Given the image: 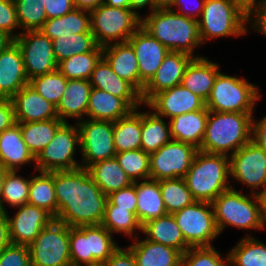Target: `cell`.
<instances>
[{
    "label": "cell",
    "mask_w": 266,
    "mask_h": 266,
    "mask_svg": "<svg viewBox=\"0 0 266 266\" xmlns=\"http://www.w3.org/2000/svg\"><path fill=\"white\" fill-rule=\"evenodd\" d=\"M0 266H31L28 246L11 244L6 247L0 254Z\"/></svg>",
    "instance_id": "49"
},
{
    "label": "cell",
    "mask_w": 266,
    "mask_h": 266,
    "mask_svg": "<svg viewBox=\"0 0 266 266\" xmlns=\"http://www.w3.org/2000/svg\"><path fill=\"white\" fill-rule=\"evenodd\" d=\"M103 57L121 79L128 81L140 93L142 92L145 83L140 79L138 60L132 45L128 41L104 46Z\"/></svg>",
    "instance_id": "24"
},
{
    "label": "cell",
    "mask_w": 266,
    "mask_h": 266,
    "mask_svg": "<svg viewBox=\"0 0 266 266\" xmlns=\"http://www.w3.org/2000/svg\"><path fill=\"white\" fill-rule=\"evenodd\" d=\"M29 85L44 99L57 106L66 89L67 78L55 70L32 78L29 80Z\"/></svg>",
    "instance_id": "46"
},
{
    "label": "cell",
    "mask_w": 266,
    "mask_h": 266,
    "mask_svg": "<svg viewBox=\"0 0 266 266\" xmlns=\"http://www.w3.org/2000/svg\"><path fill=\"white\" fill-rule=\"evenodd\" d=\"M141 27L169 51L200 57L193 53L196 46L202 45L198 20L179 14L175 9H155L141 18Z\"/></svg>",
    "instance_id": "2"
},
{
    "label": "cell",
    "mask_w": 266,
    "mask_h": 266,
    "mask_svg": "<svg viewBox=\"0 0 266 266\" xmlns=\"http://www.w3.org/2000/svg\"><path fill=\"white\" fill-rule=\"evenodd\" d=\"M208 115L209 110L204 107L169 119L172 140L190 144L199 150L205 135Z\"/></svg>",
    "instance_id": "25"
},
{
    "label": "cell",
    "mask_w": 266,
    "mask_h": 266,
    "mask_svg": "<svg viewBox=\"0 0 266 266\" xmlns=\"http://www.w3.org/2000/svg\"><path fill=\"white\" fill-rule=\"evenodd\" d=\"M145 239L175 248L184 254L190 247L186 244L181 229L173 214H166L142 225Z\"/></svg>",
    "instance_id": "31"
},
{
    "label": "cell",
    "mask_w": 266,
    "mask_h": 266,
    "mask_svg": "<svg viewBox=\"0 0 266 266\" xmlns=\"http://www.w3.org/2000/svg\"><path fill=\"white\" fill-rule=\"evenodd\" d=\"M105 4L111 7L131 9V0H105Z\"/></svg>",
    "instance_id": "62"
},
{
    "label": "cell",
    "mask_w": 266,
    "mask_h": 266,
    "mask_svg": "<svg viewBox=\"0 0 266 266\" xmlns=\"http://www.w3.org/2000/svg\"><path fill=\"white\" fill-rule=\"evenodd\" d=\"M193 58L183 52L169 51L141 92L144 105L155 94L181 84L185 69Z\"/></svg>",
    "instance_id": "18"
},
{
    "label": "cell",
    "mask_w": 266,
    "mask_h": 266,
    "mask_svg": "<svg viewBox=\"0 0 266 266\" xmlns=\"http://www.w3.org/2000/svg\"><path fill=\"white\" fill-rule=\"evenodd\" d=\"M16 208L19 210L14 217H10L6 212L11 242L29 246L54 218L45 210L30 204Z\"/></svg>",
    "instance_id": "19"
},
{
    "label": "cell",
    "mask_w": 266,
    "mask_h": 266,
    "mask_svg": "<svg viewBox=\"0 0 266 266\" xmlns=\"http://www.w3.org/2000/svg\"><path fill=\"white\" fill-rule=\"evenodd\" d=\"M159 186L167 214H174L196 201L184 178L161 179Z\"/></svg>",
    "instance_id": "41"
},
{
    "label": "cell",
    "mask_w": 266,
    "mask_h": 266,
    "mask_svg": "<svg viewBox=\"0 0 266 266\" xmlns=\"http://www.w3.org/2000/svg\"><path fill=\"white\" fill-rule=\"evenodd\" d=\"M172 140L169 122L151 112H141V149L151 154Z\"/></svg>",
    "instance_id": "36"
},
{
    "label": "cell",
    "mask_w": 266,
    "mask_h": 266,
    "mask_svg": "<svg viewBox=\"0 0 266 266\" xmlns=\"http://www.w3.org/2000/svg\"><path fill=\"white\" fill-rule=\"evenodd\" d=\"M40 31L50 40L71 33L91 32L90 12L75 8L61 17L46 19Z\"/></svg>",
    "instance_id": "34"
},
{
    "label": "cell",
    "mask_w": 266,
    "mask_h": 266,
    "mask_svg": "<svg viewBox=\"0 0 266 266\" xmlns=\"http://www.w3.org/2000/svg\"><path fill=\"white\" fill-rule=\"evenodd\" d=\"M255 15V16H253ZM252 17V18H251ZM253 21V22H252ZM249 22L253 23L255 32L262 33L266 37V1H264L250 16Z\"/></svg>",
    "instance_id": "55"
},
{
    "label": "cell",
    "mask_w": 266,
    "mask_h": 266,
    "mask_svg": "<svg viewBox=\"0 0 266 266\" xmlns=\"http://www.w3.org/2000/svg\"><path fill=\"white\" fill-rule=\"evenodd\" d=\"M189 247L212 246L219 236L212 203L195 201L173 214Z\"/></svg>",
    "instance_id": "11"
},
{
    "label": "cell",
    "mask_w": 266,
    "mask_h": 266,
    "mask_svg": "<svg viewBox=\"0 0 266 266\" xmlns=\"http://www.w3.org/2000/svg\"><path fill=\"white\" fill-rule=\"evenodd\" d=\"M16 123H28L59 119L56 106L44 99L29 84L25 85L12 98Z\"/></svg>",
    "instance_id": "23"
},
{
    "label": "cell",
    "mask_w": 266,
    "mask_h": 266,
    "mask_svg": "<svg viewBox=\"0 0 266 266\" xmlns=\"http://www.w3.org/2000/svg\"><path fill=\"white\" fill-rule=\"evenodd\" d=\"M253 113L209 111L205 135L199 151L234 154L251 141ZM232 150V151H231ZM232 152L228 154V152Z\"/></svg>",
    "instance_id": "3"
},
{
    "label": "cell",
    "mask_w": 266,
    "mask_h": 266,
    "mask_svg": "<svg viewBox=\"0 0 266 266\" xmlns=\"http://www.w3.org/2000/svg\"><path fill=\"white\" fill-rule=\"evenodd\" d=\"M27 204L45 210L56 219L58 205L54 189V171H40V175H34L33 178L31 176Z\"/></svg>",
    "instance_id": "37"
},
{
    "label": "cell",
    "mask_w": 266,
    "mask_h": 266,
    "mask_svg": "<svg viewBox=\"0 0 266 266\" xmlns=\"http://www.w3.org/2000/svg\"><path fill=\"white\" fill-rule=\"evenodd\" d=\"M16 28H20V26L13 0H0V30L14 40L21 34L13 33Z\"/></svg>",
    "instance_id": "50"
},
{
    "label": "cell",
    "mask_w": 266,
    "mask_h": 266,
    "mask_svg": "<svg viewBox=\"0 0 266 266\" xmlns=\"http://www.w3.org/2000/svg\"><path fill=\"white\" fill-rule=\"evenodd\" d=\"M71 266H101L117 249L102 225L69 227Z\"/></svg>",
    "instance_id": "6"
},
{
    "label": "cell",
    "mask_w": 266,
    "mask_h": 266,
    "mask_svg": "<svg viewBox=\"0 0 266 266\" xmlns=\"http://www.w3.org/2000/svg\"><path fill=\"white\" fill-rule=\"evenodd\" d=\"M35 162V157L23 141L18 123L0 132V167L5 170L20 169V165Z\"/></svg>",
    "instance_id": "27"
},
{
    "label": "cell",
    "mask_w": 266,
    "mask_h": 266,
    "mask_svg": "<svg viewBox=\"0 0 266 266\" xmlns=\"http://www.w3.org/2000/svg\"><path fill=\"white\" fill-rule=\"evenodd\" d=\"M228 253L229 266H266V244L245 236Z\"/></svg>",
    "instance_id": "40"
},
{
    "label": "cell",
    "mask_w": 266,
    "mask_h": 266,
    "mask_svg": "<svg viewBox=\"0 0 266 266\" xmlns=\"http://www.w3.org/2000/svg\"><path fill=\"white\" fill-rule=\"evenodd\" d=\"M116 160L132 182L150 179V154L142 149L116 153Z\"/></svg>",
    "instance_id": "47"
},
{
    "label": "cell",
    "mask_w": 266,
    "mask_h": 266,
    "mask_svg": "<svg viewBox=\"0 0 266 266\" xmlns=\"http://www.w3.org/2000/svg\"><path fill=\"white\" fill-rule=\"evenodd\" d=\"M251 140L260 148L266 150V116H263L256 123L252 121Z\"/></svg>",
    "instance_id": "56"
},
{
    "label": "cell",
    "mask_w": 266,
    "mask_h": 266,
    "mask_svg": "<svg viewBox=\"0 0 266 266\" xmlns=\"http://www.w3.org/2000/svg\"><path fill=\"white\" fill-rule=\"evenodd\" d=\"M106 204L117 205L118 208H123L136 213L137 195L135 182L126 188L114 191L107 196Z\"/></svg>",
    "instance_id": "51"
},
{
    "label": "cell",
    "mask_w": 266,
    "mask_h": 266,
    "mask_svg": "<svg viewBox=\"0 0 266 266\" xmlns=\"http://www.w3.org/2000/svg\"><path fill=\"white\" fill-rule=\"evenodd\" d=\"M92 87L122 98L133 110L144 105L141 93L128 81L121 79L102 56L89 79Z\"/></svg>",
    "instance_id": "21"
},
{
    "label": "cell",
    "mask_w": 266,
    "mask_h": 266,
    "mask_svg": "<svg viewBox=\"0 0 266 266\" xmlns=\"http://www.w3.org/2000/svg\"><path fill=\"white\" fill-rule=\"evenodd\" d=\"M111 234L123 233L126 236L133 235L135 230L142 231V225L140 224L136 213L123 208H118L114 204H106L104 218L101 223Z\"/></svg>",
    "instance_id": "43"
},
{
    "label": "cell",
    "mask_w": 266,
    "mask_h": 266,
    "mask_svg": "<svg viewBox=\"0 0 266 266\" xmlns=\"http://www.w3.org/2000/svg\"><path fill=\"white\" fill-rule=\"evenodd\" d=\"M54 189L58 205L56 220L69 227L101 225L107 195L87 169L54 171Z\"/></svg>",
    "instance_id": "1"
},
{
    "label": "cell",
    "mask_w": 266,
    "mask_h": 266,
    "mask_svg": "<svg viewBox=\"0 0 266 266\" xmlns=\"http://www.w3.org/2000/svg\"><path fill=\"white\" fill-rule=\"evenodd\" d=\"M219 72L218 63L203 56L193 58L185 69L181 84L206 102Z\"/></svg>",
    "instance_id": "29"
},
{
    "label": "cell",
    "mask_w": 266,
    "mask_h": 266,
    "mask_svg": "<svg viewBox=\"0 0 266 266\" xmlns=\"http://www.w3.org/2000/svg\"><path fill=\"white\" fill-rule=\"evenodd\" d=\"M54 56L61 62L73 55L96 50L100 45L92 32L61 35L52 40Z\"/></svg>",
    "instance_id": "39"
},
{
    "label": "cell",
    "mask_w": 266,
    "mask_h": 266,
    "mask_svg": "<svg viewBox=\"0 0 266 266\" xmlns=\"http://www.w3.org/2000/svg\"><path fill=\"white\" fill-rule=\"evenodd\" d=\"M14 41L21 49L28 80L57 70L52 40L40 30L21 32Z\"/></svg>",
    "instance_id": "16"
},
{
    "label": "cell",
    "mask_w": 266,
    "mask_h": 266,
    "mask_svg": "<svg viewBox=\"0 0 266 266\" xmlns=\"http://www.w3.org/2000/svg\"><path fill=\"white\" fill-rule=\"evenodd\" d=\"M27 79L23 55L15 41L0 52V97L12 98L25 85Z\"/></svg>",
    "instance_id": "22"
},
{
    "label": "cell",
    "mask_w": 266,
    "mask_h": 266,
    "mask_svg": "<svg viewBox=\"0 0 266 266\" xmlns=\"http://www.w3.org/2000/svg\"><path fill=\"white\" fill-rule=\"evenodd\" d=\"M18 24L23 31L40 30L46 21L44 0H13Z\"/></svg>",
    "instance_id": "45"
},
{
    "label": "cell",
    "mask_w": 266,
    "mask_h": 266,
    "mask_svg": "<svg viewBox=\"0 0 266 266\" xmlns=\"http://www.w3.org/2000/svg\"><path fill=\"white\" fill-rule=\"evenodd\" d=\"M9 223L6 213L0 212V254L2 251L11 245Z\"/></svg>",
    "instance_id": "58"
},
{
    "label": "cell",
    "mask_w": 266,
    "mask_h": 266,
    "mask_svg": "<svg viewBox=\"0 0 266 266\" xmlns=\"http://www.w3.org/2000/svg\"><path fill=\"white\" fill-rule=\"evenodd\" d=\"M230 176L261 195L266 188V150L252 140L229 155ZM263 187V188H262ZM261 188V191L254 189Z\"/></svg>",
    "instance_id": "14"
},
{
    "label": "cell",
    "mask_w": 266,
    "mask_h": 266,
    "mask_svg": "<svg viewBox=\"0 0 266 266\" xmlns=\"http://www.w3.org/2000/svg\"><path fill=\"white\" fill-rule=\"evenodd\" d=\"M76 9L91 12L105 3V0H73Z\"/></svg>",
    "instance_id": "59"
},
{
    "label": "cell",
    "mask_w": 266,
    "mask_h": 266,
    "mask_svg": "<svg viewBox=\"0 0 266 266\" xmlns=\"http://www.w3.org/2000/svg\"><path fill=\"white\" fill-rule=\"evenodd\" d=\"M141 18L132 9L111 7L104 3L90 12L91 32L102 47L114 42H126L141 26Z\"/></svg>",
    "instance_id": "9"
},
{
    "label": "cell",
    "mask_w": 266,
    "mask_h": 266,
    "mask_svg": "<svg viewBox=\"0 0 266 266\" xmlns=\"http://www.w3.org/2000/svg\"><path fill=\"white\" fill-rule=\"evenodd\" d=\"M198 151L190 144L171 140L150 154V179L184 178Z\"/></svg>",
    "instance_id": "15"
},
{
    "label": "cell",
    "mask_w": 266,
    "mask_h": 266,
    "mask_svg": "<svg viewBox=\"0 0 266 266\" xmlns=\"http://www.w3.org/2000/svg\"><path fill=\"white\" fill-rule=\"evenodd\" d=\"M87 170L95 184L107 196L133 184L115 157L96 162Z\"/></svg>",
    "instance_id": "33"
},
{
    "label": "cell",
    "mask_w": 266,
    "mask_h": 266,
    "mask_svg": "<svg viewBox=\"0 0 266 266\" xmlns=\"http://www.w3.org/2000/svg\"><path fill=\"white\" fill-rule=\"evenodd\" d=\"M75 123L79 129L82 168L87 169L96 162L115 157L113 122L86 119Z\"/></svg>",
    "instance_id": "13"
},
{
    "label": "cell",
    "mask_w": 266,
    "mask_h": 266,
    "mask_svg": "<svg viewBox=\"0 0 266 266\" xmlns=\"http://www.w3.org/2000/svg\"><path fill=\"white\" fill-rule=\"evenodd\" d=\"M155 9L171 8L175 0H153Z\"/></svg>",
    "instance_id": "64"
},
{
    "label": "cell",
    "mask_w": 266,
    "mask_h": 266,
    "mask_svg": "<svg viewBox=\"0 0 266 266\" xmlns=\"http://www.w3.org/2000/svg\"><path fill=\"white\" fill-rule=\"evenodd\" d=\"M260 197H261V201H262L264 216L266 218V188H265L264 192L260 195Z\"/></svg>",
    "instance_id": "66"
},
{
    "label": "cell",
    "mask_w": 266,
    "mask_h": 266,
    "mask_svg": "<svg viewBox=\"0 0 266 266\" xmlns=\"http://www.w3.org/2000/svg\"><path fill=\"white\" fill-rule=\"evenodd\" d=\"M103 56V47L83 54L73 55L58 63L57 70L67 79L89 80L96 63Z\"/></svg>",
    "instance_id": "42"
},
{
    "label": "cell",
    "mask_w": 266,
    "mask_h": 266,
    "mask_svg": "<svg viewBox=\"0 0 266 266\" xmlns=\"http://www.w3.org/2000/svg\"><path fill=\"white\" fill-rule=\"evenodd\" d=\"M148 5L151 10L150 12L155 10V5L153 0H131V9L138 15L139 13L136 12V10L138 11L139 9H142L144 7H148Z\"/></svg>",
    "instance_id": "61"
},
{
    "label": "cell",
    "mask_w": 266,
    "mask_h": 266,
    "mask_svg": "<svg viewBox=\"0 0 266 266\" xmlns=\"http://www.w3.org/2000/svg\"><path fill=\"white\" fill-rule=\"evenodd\" d=\"M198 19L202 44L218 37L241 36L247 33L249 15L232 0H205Z\"/></svg>",
    "instance_id": "7"
},
{
    "label": "cell",
    "mask_w": 266,
    "mask_h": 266,
    "mask_svg": "<svg viewBox=\"0 0 266 266\" xmlns=\"http://www.w3.org/2000/svg\"><path fill=\"white\" fill-rule=\"evenodd\" d=\"M5 173L6 170L0 167V212H1V201H2V188H3Z\"/></svg>",
    "instance_id": "65"
},
{
    "label": "cell",
    "mask_w": 266,
    "mask_h": 266,
    "mask_svg": "<svg viewBox=\"0 0 266 266\" xmlns=\"http://www.w3.org/2000/svg\"><path fill=\"white\" fill-rule=\"evenodd\" d=\"M91 89L89 80L67 79L63 97L56 106L58 118L63 122H67L68 117L76 118L78 122L86 119Z\"/></svg>",
    "instance_id": "26"
},
{
    "label": "cell",
    "mask_w": 266,
    "mask_h": 266,
    "mask_svg": "<svg viewBox=\"0 0 266 266\" xmlns=\"http://www.w3.org/2000/svg\"><path fill=\"white\" fill-rule=\"evenodd\" d=\"M64 122L60 119L18 123L23 141L34 157L38 155L54 138L57 129Z\"/></svg>",
    "instance_id": "38"
},
{
    "label": "cell",
    "mask_w": 266,
    "mask_h": 266,
    "mask_svg": "<svg viewBox=\"0 0 266 266\" xmlns=\"http://www.w3.org/2000/svg\"><path fill=\"white\" fill-rule=\"evenodd\" d=\"M145 106L162 118L172 119L181 114L203 109L205 101L179 84L155 94Z\"/></svg>",
    "instance_id": "17"
},
{
    "label": "cell",
    "mask_w": 266,
    "mask_h": 266,
    "mask_svg": "<svg viewBox=\"0 0 266 266\" xmlns=\"http://www.w3.org/2000/svg\"><path fill=\"white\" fill-rule=\"evenodd\" d=\"M138 60L140 79L146 84L160 67L169 50L141 26L130 36Z\"/></svg>",
    "instance_id": "20"
},
{
    "label": "cell",
    "mask_w": 266,
    "mask_h": 266,
    "mask_svg": "<svg viewBox=\"0 0 266 266\" xmlns=\"http://www.w3.org/2000/svg\"><path fill=\"white\" fill-rule=\"evenodd\" d=\"M125 249L118 247L101 266H137L132 252L127 247Z\"/></svg>",
    "instance_id": "53"
},
{
    "label": "cell",
    "mask_w": 266,
    "mask_h": 266,
    "mask_svg": "<svg viewBox=\"0 0 266 266\" xmlns=\"http://www.w3.org/2000/svg\"><path fill=\"white\" fill-rule=\"evenodd\" d=\"M211 203L219 233L228 225L238 229H265L266 218L261 197L257 194L248 197L231 187Z\"/></svg>",
    "instance_id": "5"
},
{
    "label": "cell",
    "mask_w": 266,
    "mask_h": 266,
    "mask_svg": "<svg viewBox=\"0 0 266 266\" xmlns=\"http://www.w3.org/2000/svg\"><path fill=\"white\" fill-rule=\"evenodd\" d=\"M198 1H199L198 5H197L198 7L196 6L194 11L192 8H191L192 10H189V8L184 9V6L186 4V2L184 0H175L174 4L172 5V7L170 9H173L174 6H178L179 11L177 13L182 14L186 17H190V18L198 20V17H200L202 14L205 0H198ZM185 7H187V6H185Z\"/></svg>",
    "instance_id": "57"
},
{
    "label": "cell",
    "mask_w": 266,
    "mask_h": 266,
    "mask_svg": "<svg viewBox=\"0 0 266 266\" xmlns=\"http://www.w3.org/2000/svg\"><path fill=\"white\" fill-rule=\"evenodd\" d=\"M113 142L116 153L141 149V112L134 109L113 122Z\"/></svg>",
    "instance_id": "35"
},
{
    "label": "cell",
    "mask_w": 266,
    "mask_h": 266,
    "mask_svg": "<svg viewBox=\"0 0 266 266\" xmlns=\"http://www.w3.org/2000/svg\"><path fill=\"white\" fill-rule=\"evenodd\" d=\"M17 173L16 170H6L2 188L1 212H7L4 202L13 208L28 202L30 179L20 177Z\"/></svg>",
    "instance_id": "44"
},
{
    "label": "cell",
    "mask_w": 266,
    "mask_h": 266,
    "mask_svg": "<svg viewBox=\"0 0 266 266\" xmlns=\"http://www.w3.org/2000/svg\"><path fill=\"white\" fill-rule=\"evenodd\" d=\"M47 19L61 17L75 9L73 0H44Z\"/></svg>",
    "instance_id": "52"
},
{
    "label": "cell",
    "mask_w": 266,
    "mask_h": 266,
    "mask_svg": "<svg viewBox=\"0 0 266 266\" xmlns=\"http://www.w3.org/2000/svg\"><path fill=\"white\" fill-rule=\"evenodd\" d=\"M80 144L78 126L64 122L50 143L35 157V170L53 172L75 170L81 167L74 158Z\"/></svg>",
    "instance_id": "12"
},
{
    "label": "cell",
    "mask_w": 266,
    "mask_h": 266,
    "mask_svg": "<svg viewBox=\"0 0 266 266\" xmlns=\"http://www.w3.org/2000/svg\"><path fill=\"white\" fill-rule=\"evenodd\" d=\"M137 207L136 216L141 225L167 214L161 197L158 180L147 179L135 182Z\"/></svg>",
    "instance_id": "32"
},
{
    "label": "cell",
    "mask_w": 266,
    "mask_h": 266,
    "mask_svg": "<svg viewBox=\"0 0 266 266\" xmlns=\"http://www.w3.org/2000/svg\"><path fill=\"white\" fill-rule=\"evenodd\" d=\"M13 41L14 40L10 36L0 30V52L4 50Z\"/></svg>",
    "instance_id": "63"
},
{
    "label": "cell",
    "mask_w": 266,
    "mask_h": 266,
    "mask_svg": "<svg viewBox=\"0 0 266 266\" xmlns=\"http://www.w3.org/2000/svg\"><path fill=\"white\" fill-rule=\"evenodd\" d=\"M181 266H229V256L223 258L214 246L190 247L182 254Z\"/></svg>",
    "instance_id": "48"
},
{
    "label": "cell",
    "mask_w": 266,
    "mask_h": 266,
    "mask_svg": "<svg viewBox=\"0 0 266 266\" xmlns=\"http://www.w3.org/2000/svg\"><path fill=\"white\" fill-rule=\"evenodd\" d=\"M258 87L245 78L219 72L205 107L209 111L253 113L260 100Z\"/></svg>",
    "instance_id": "8"
},
{
    "label": "cell",
    "mask_w": 266,
    "mask_h": 266,
    "mask_svg": "<svg viewBox=\"0 0 266 266\" xmlns=\"http://www.w3.org/2000/svg\"><path fill=\"white\" fill-rule=\"evenodd\" d=\"M127 247L133 254L137 266H181L182 253L173 247L147 239H133Z\"/></svg>",
    "instance_id": "28"
},
{
    "label": "cell",
    "mask_w": 266,
    "mask_h": 266,
    "mask_svg": "<svg viewBox=\"0 0 266 266\" xmlns=\"http://www.w3.org/2000/svg\"><path fill=\"white\" fill-rule=\"evenodd\" d=\"M133 109L122 99L105 90L92 87L87 107V119L114 122Z\"/></svg>",
    "instance_id": "30"
},
{
    "label": "cell",
    "mask_w": 266,
    "mask_h": 266,
    "mask_svg": "<svg viewBox=\"0 0 266 266\" xmlns=\"http://www.w3.org/2000/svg\"><path fill=\"white\" fill-rule=\"evenodd\" d=\"M249 16L266 0H232Z\"/></svg>",
    "instance_id": "60"
},
{
    "label": "cell",
    "mask_w": 266,
    "mask_h": 266,
    "mask_svg": "<svg viewBox=\"0 0 266 266\" xmlns=\"http://www.w3.org/2000/svg\"><path fill=\"white\" fill-rule=\"evenodd\" d=\"M229 156L198 151L184 179L196 201L212 202L231 188Z\"/></svg>",
    "instance_id": "4"
},
{
    "label": "cell",
    "mask_w": 266,
    "mask_h": 266,
    "mask_svg": "<svg viewBox=\"0 0 266 266\" xmlns=\"http://www.w3.org/2000/svg\"><path fill=\"white\" fill-rule=\"evenodd\" d=\"M14 107L10 98L0 97V132L15 124Z\"/></svg>",
    "instance_id": "54"
},
{
    "label": "cell",
    "mask_w": 266,
    "mask_h": 266,
    "mask_svg": "<svg viewBox=\"0 0 266 266\" xmlns=\"http://www.w3.org/2000/svg\"><path fill=\"white\" fill-rule=\"evenodd\" d=\"M31 266H71L69 226L53 219L28 246Z\"/></svg>",
    "instance_id": "10"
}]
</instances>
